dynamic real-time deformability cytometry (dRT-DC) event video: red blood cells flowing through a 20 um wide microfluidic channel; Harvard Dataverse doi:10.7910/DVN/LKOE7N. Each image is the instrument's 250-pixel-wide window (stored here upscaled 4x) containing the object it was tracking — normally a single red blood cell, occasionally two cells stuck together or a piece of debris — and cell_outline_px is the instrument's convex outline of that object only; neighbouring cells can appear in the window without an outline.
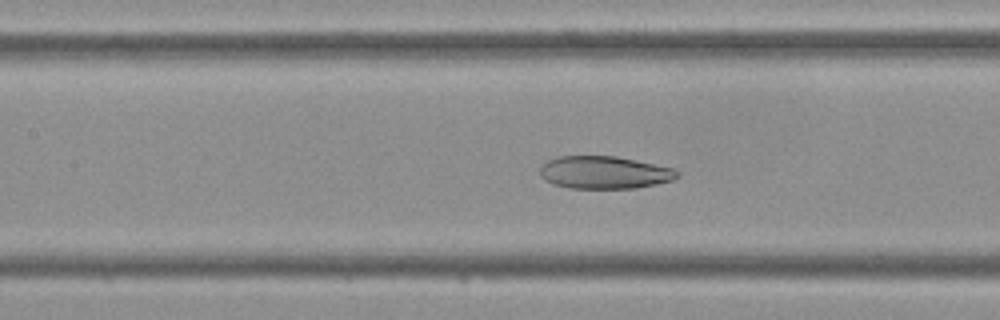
{"species": "Egyptian fruit bat (a non-hibernating species)", "species_latin": "Rousettus aegyptiacus", "temperature_condition": "cold", "stored_images_in_passage": 35, "camera_frame_rate_fps": 3000, "um_per_image_px": 0.085, "frame": {"image": 1, "passage_image": 19, "time_ms": 6.0, "image_size_px": [1000, 320], "cell_outline_px": [[680, 176], [672, 180], [656, 184], [636, 188], [568, 188], [552, 184], [544, 180], [540, 176], [540, 168], [548, 160], [556, 156], [616, 156], [636, 160], [672, 168], [680, 172]], "centroid_in_image_um": [51.35, 14.66], "position_along_channel_um": 156.0, "area_um2": 26.18}}
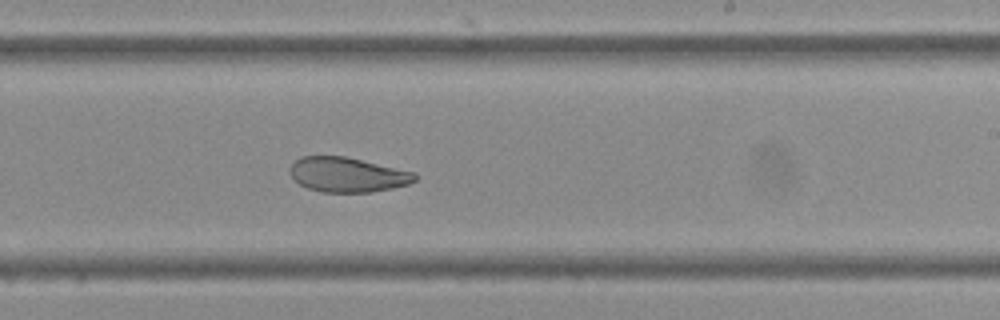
{"frame": {"image": 2, "passage_image": 26, "time_ms": 8.333, "image_size_px": [1000, 320], "cell_outline_px": [[416, 180], [408, 184], [392, 188], [372, 192], [324, 192], [308, 188], [292, 180], [288, 172], [292, 164], [300, 156], [344, 156], [416, 172]], "centroid_in_image_um": [29.51, 14.85], "position_along_channel_um": 259.5, "area_um2": 25.37}}
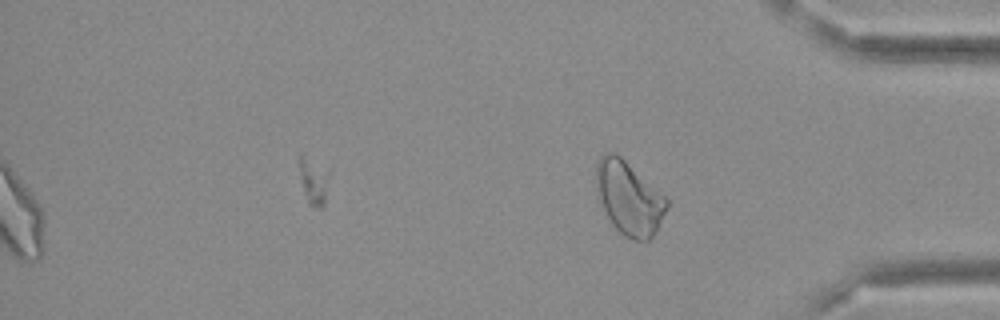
{"frame": {"image": 3, "passage_image": 35, "time_ms": 11.333, "image_size_px": [1000, 320], "cell_outline_px": [[668, 208], [656, 232], [648, 240], [632, 240], [624, 236], [612, 224], [604, 208], [596, 188], [596, 160], [604, 152], [616, 152], [664, 196], [668, 200]], "centroid_in_image_um": [53.46, 16.83], "position_along_channel_um": 381.7, "area_um2": 29.82}}